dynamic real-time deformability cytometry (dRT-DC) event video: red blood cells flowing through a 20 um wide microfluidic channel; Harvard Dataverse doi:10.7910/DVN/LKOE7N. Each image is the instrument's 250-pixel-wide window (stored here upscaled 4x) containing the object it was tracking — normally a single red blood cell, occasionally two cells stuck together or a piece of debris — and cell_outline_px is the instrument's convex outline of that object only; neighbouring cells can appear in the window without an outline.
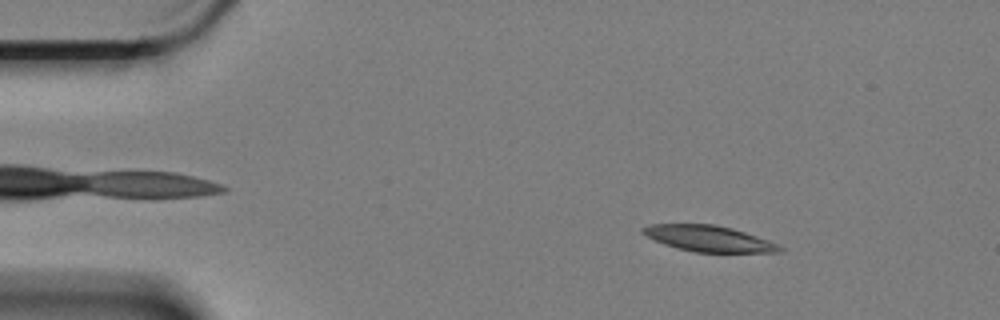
{"species": "Egyptian fruit bat (a non-hibernating species)", "species_latin": "Rousettus aegyptiacus", "temperature_condition": "cold", "stored_images_in_passage": 3, "camera_frame_rate_fps": 3000, "um_per_image_px": 0.085, "animal": {"sex": "female"}, "frame": {"image": 1, "passage_image": 2, "time_ms": 0.333, "image_size_px": [1000, 320], "cell_outline_px": [[784, 252], [696, 252], [676, 248], [664, 244], [640, 232], [640, 228], [652, 224], [716, 224], [732, 228], [744, 232], [776, 244], [784, 248]], "centroid_in_image_um": [60.21, 20.27], "position_along_channel_um": 24.8, "area_um2": 20.46}}